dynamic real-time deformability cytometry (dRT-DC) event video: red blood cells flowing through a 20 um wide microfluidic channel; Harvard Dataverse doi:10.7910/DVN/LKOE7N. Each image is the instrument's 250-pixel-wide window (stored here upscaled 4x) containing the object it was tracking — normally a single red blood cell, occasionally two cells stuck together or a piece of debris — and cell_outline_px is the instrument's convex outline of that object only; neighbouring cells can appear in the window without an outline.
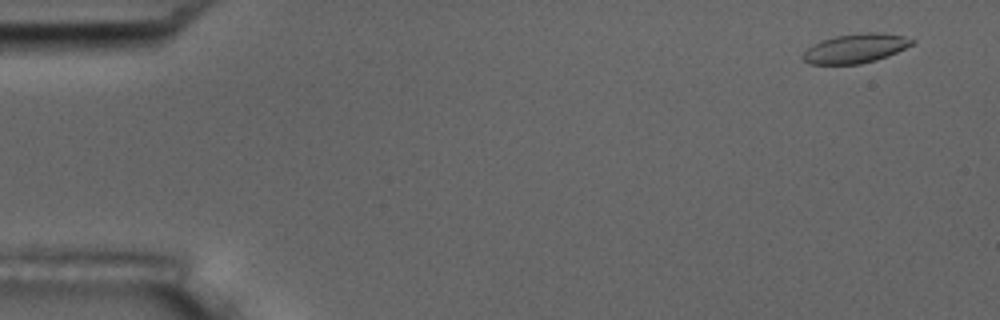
{"species": "common noctule bat (a hibernating species)", "species_latin": "Nyctalus noctula", "temperature_condition": "room temperature", "stored_images_in_passage": 4, "segment_of_instrument_passage": [2, 2], "camera_frame_rate_fps": 3000, "um_per_image_px": 0.085, "animal": {"sex": "male", "body_mass_g": 17.5, "forearm_length_mm": 52.3}, "frame": {"image": 1, "passage_image": 4, "time_ms": 4.333, "image_size_px": [1000, 320], "cell_outline_px": [[916, 40], [912, 44], [888, 56], [876, 60], [860, 64], [808, 64], [800, 56], [812, 44], [820, 40], [836, 36], [864, 32], [884, 32], [904, 36]], "centroid_in_image_um": [72.7, 4.1], "position_along_channel_um": 12.3, "area_um2": 18.73}}